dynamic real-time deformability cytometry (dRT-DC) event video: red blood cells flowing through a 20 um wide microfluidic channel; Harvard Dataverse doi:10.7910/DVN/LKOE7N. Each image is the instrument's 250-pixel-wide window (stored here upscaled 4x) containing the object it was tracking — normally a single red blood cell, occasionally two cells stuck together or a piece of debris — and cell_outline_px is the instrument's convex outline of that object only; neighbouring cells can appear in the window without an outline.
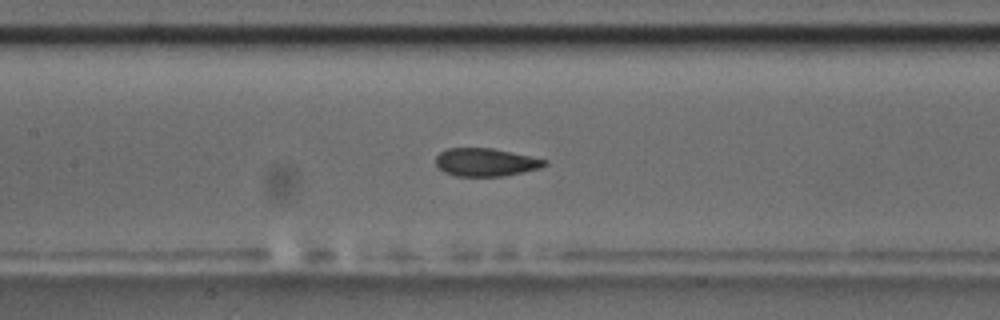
{"species": "common noctule bat (a hibernating species)", "species_latin": "Nyctalus noctula", "temperature_condition": "room temperature", "stored_images_in_passage": 43, "camera_frame_rate_fps": 3000, "um_per_image_px": 0.085, "animal": {"sex": "male", "body_mass_g": 17.5, "forearm_length_mm": 52.3}, "frame": {"image": 1, "passage_image": 13, "time_ms": 4.0, "image_size_px": [1000, 320], "cell_outline_px": [[548, 164], [540, 168], [524, 172], [504, 176], [456, 176], [444, 172], [436, 164], [436, 156], [440, 152], [448, 148], [492, 148], [548, 160]], "centroid_in_image_um": [41.3, 13.79], "position_along_channel_um": 166.1, "area_um2": 17.74}, "authors_computed_cell_mechanics": {"area_um2": 18.496, "velocity_mm_per_s": 3.7121, "shape_relaxation_time_tau1_ms": 11.0299, "shape_relaxation_time_tau2_ms": 1.4408, "deformation_change_tau1": 0.2125, "deformation_change_tau2": 0.0363}}